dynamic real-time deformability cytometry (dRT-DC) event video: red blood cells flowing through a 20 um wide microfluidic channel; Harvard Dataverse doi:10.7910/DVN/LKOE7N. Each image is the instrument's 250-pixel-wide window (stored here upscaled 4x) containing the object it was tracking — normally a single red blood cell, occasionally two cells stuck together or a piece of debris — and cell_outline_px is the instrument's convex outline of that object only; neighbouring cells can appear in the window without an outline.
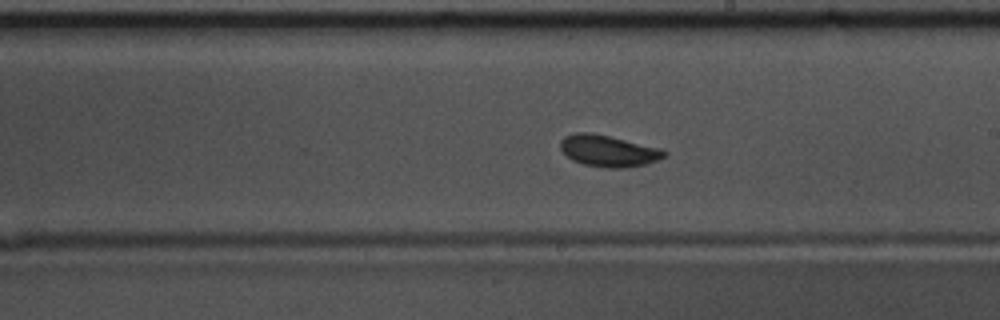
{"species": "common noctule bat (a hibernating species)", "species_latin": "Nyctalus noctula", "temperature_condition": "warm", "stored_images_in_passage": 59, "camera_frame_rate_fps": 3000, "um_per_image_px": 0.085, "animal": {"sex": "male", "body_mass_g": 17.5, "forearm_length_mm": 52.3}, "frame": {"image": 1, "passage_image": 34, "time_ms": 11.0, "image_size_px": [1000, 320], "cell_outline_px": [[668, 152], [664, 156], [648, 164], [628, 168], [604, 168], [584, 164], [572, 160], [560, 148], [560, 140], [564, 136], [576, 132], [588, 132], [608, 136], [660, 148]], "centroid_in_image_um": [51.7, 12.83], "position_along_channel_um": 237.3, "area_um2": 19.02}}
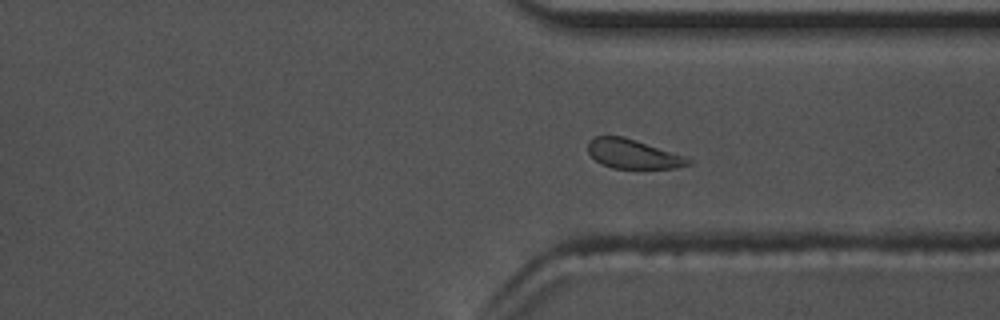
{"frame": {"image": 2, "passage_image": 44, "time_ms": 14.333, "image_size_px": [1000, 320], "cell_outline_px": [[692, 164], [676, 168], [612, 168], [600, 164], [588, 152], [588, 140], [596, 136], [624, 136], [684, 156], [692, 160]], "centroid_in_image_um": [53.79, 13.09], "position_along_channel_um": 357.6, "area_um2": 17.05}}
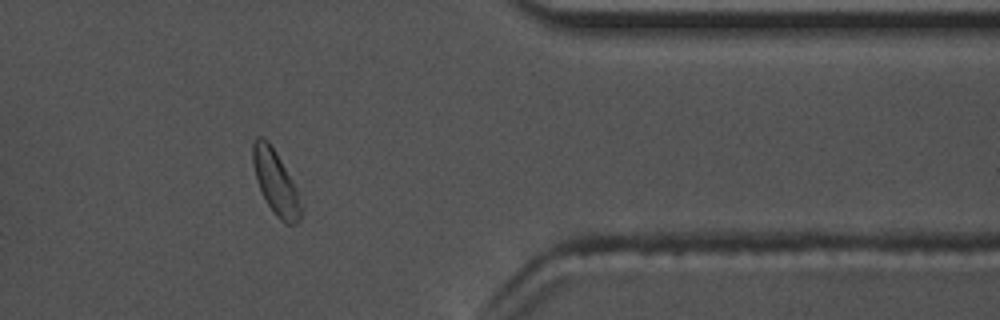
{"frame": {"image": 3, "passage_image": 48, "time_ms": 15.667, "image_size_px": [1000, 320], "cell_outline_px": [[304, 212], [300, 220], [296, 224], [288, 224], [280, 220], [272, 212], [256, 180], [252, 164], [252, 144], [256, 136], [264, 136], [268, 140], [280, 160], [296, 188], [304, 208]], "centroid_in_image_um": [23.44, 15.53], "position_along_channel_um": 388.0, "area_um2": 18.09}}